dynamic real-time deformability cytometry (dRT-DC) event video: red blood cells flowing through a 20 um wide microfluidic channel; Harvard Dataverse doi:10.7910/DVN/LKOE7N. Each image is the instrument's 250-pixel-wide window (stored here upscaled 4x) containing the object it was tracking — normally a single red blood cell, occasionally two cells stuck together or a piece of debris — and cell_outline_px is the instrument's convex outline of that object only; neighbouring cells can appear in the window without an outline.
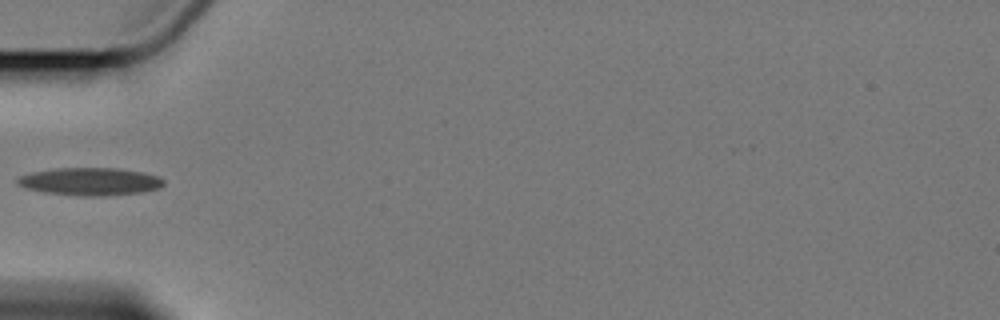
{"species": "Egyptian fruit bat (a non-hibernating species)", "species_latin": "Rousettus aegyptiacus", "temperature_condition": "cold", "stored_images_in_passage": 4, "camera_frame_rate_fps": 3000, "um_per_image_px": 0.085, "animal": {"sex": "female"}, "frame": {"image": 1, "passage_image": 4, "time_ms": 3.667, "image_size_px": [1000, 320], "cell_outline_px": [[164, 184], [160, 188], [140, 192], [104, 196], [76, 196], [44, 192], [24, 188], [16, 184], [16, 180], [20, 176], [36, 172], [60, 168], [116, 168], [140, 172], [156, 176], [164, 180]], "centroid_in_image_um": [7.64, 15.44], "position_along_channel_um": 77.4, "area_um2": 23.41}}